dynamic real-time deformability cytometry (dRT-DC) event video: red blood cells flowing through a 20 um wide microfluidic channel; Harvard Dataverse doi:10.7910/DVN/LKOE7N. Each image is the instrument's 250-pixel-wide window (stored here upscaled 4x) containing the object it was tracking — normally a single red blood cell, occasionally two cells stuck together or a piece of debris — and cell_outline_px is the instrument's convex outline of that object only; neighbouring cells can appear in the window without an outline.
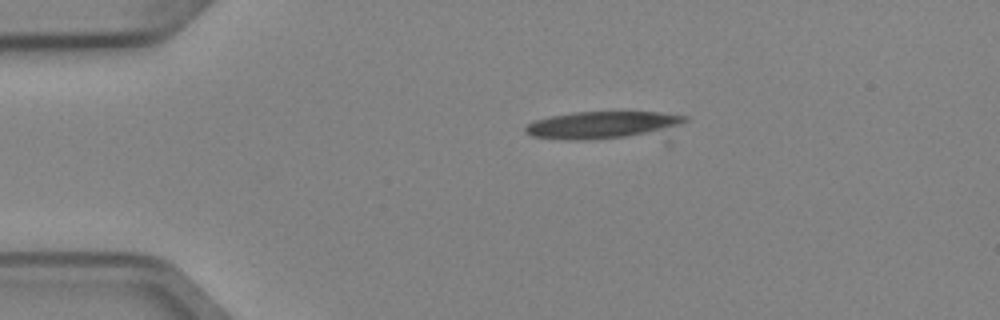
{"species": "Egyptian fruit bat (a non-hibernating species)", "species_latin": "Rousettus aegyptiacus", "temperature_condition": "cold", "stored_images_in_passage": 3, "camera_frame_rate_fps": 3000, "um_per_image_px": 0.085, "animal": {"sex": "female"}, "frame": {"image": 1, "passage_image": 1, "time_ms": 0.0, "image_size_px": [1000, 320], "cell_outline_px": [[688, 120], [668, 144], [664, 144], [568, 140], [532, 136], [524, 132], [524, 124], [548, 116], [576, 112], [656, 112], [688, 116]], "centroid_in_image_um": [51.79, 10.79], "position_along_channel_um": 33.2, "area_um2": 30.4}}